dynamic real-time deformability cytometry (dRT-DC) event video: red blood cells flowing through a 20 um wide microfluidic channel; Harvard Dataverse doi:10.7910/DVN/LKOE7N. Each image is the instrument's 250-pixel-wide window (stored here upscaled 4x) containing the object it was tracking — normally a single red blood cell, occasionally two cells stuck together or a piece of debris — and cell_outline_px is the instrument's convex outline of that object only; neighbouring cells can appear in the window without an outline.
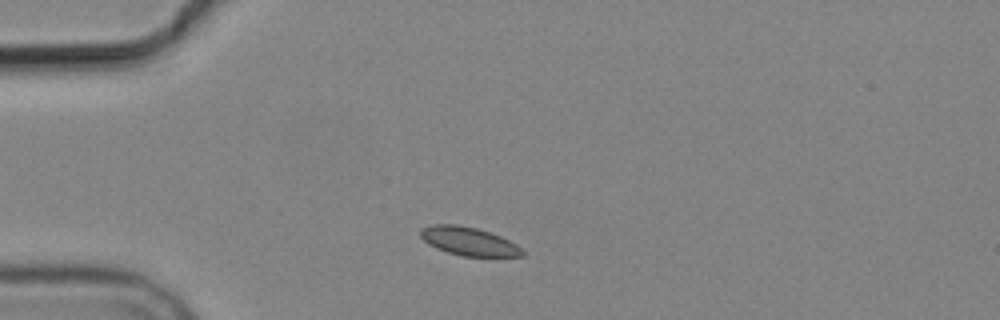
{"species": "common noctule bat (a hibernating species)", "species_latin": "Nyctalus noctula", "temperature_condition": "cold", "stored_images_in_passage": 5, "camera_frame_rate_fps": 3000, "um_per_image_px": 0.085, "animal": {"sex": "male", "body_mass_g": 19.2, "forearm_length_mm": 51.8}, "frame": {"image": 1, "passage_image": 1, "time_ms": 0.0, "image_size_px": [1000, 320], "cell_outline_px": [[524, 256], [464, 256], [448, 252], [436, 248], [428, 244], [420, 236], [420, 228], [432, 224], [456, 224], [476, 228], [500, 236], [516, 244], [524, 252]], "centroid_in_image_um": [39.8, 20.5], "position_along_channel_um": 45.2, "area_um2": 16.7}}
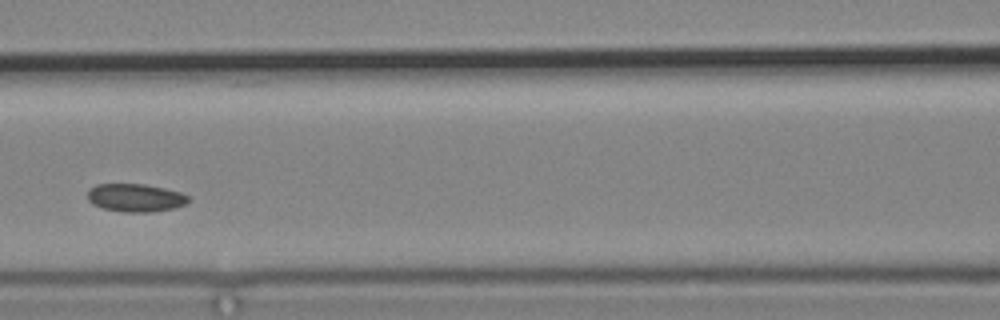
{"frame": {"image": 2, "passage_image": 4, "time_ms": 3.667, "image_size_px": [1000, 320], "cell_outline_px": [[188, 200], [184, 204], [172, 208], [152, 212], [124, 212], [104, 208], [92, 204], [88, 200], [88, 188], [96, 184], [144, 184], [164, 188], [180, 192], [188, 196]], "centroid_in_image_um": [11.46, 16.8], "position_along_channel_um": 155.1, "area_um2": 16.36}}
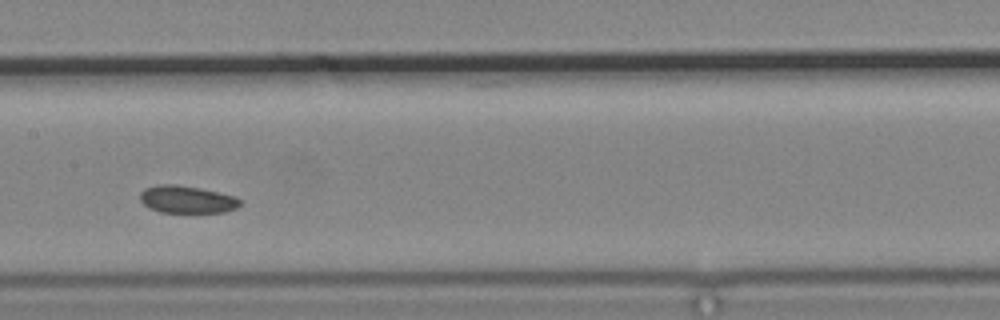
{"frame": {"image": 3, "passage_image": 5, "time_ms": 4.667, "image_size_px": [1000, 320], "cell_outline_px": [[240, 204], [236, 208], [224, 212], [160, 212], [148, 208], [140, 200], [140, 192], [144, 188], [156, 184], [172, 184], [200, 188], [236, 196], [240, 200]], "centroid_in_image_um": [15.85, 16.94], "position_along_channel_um": 191.5, "area_um2": 16.01}}